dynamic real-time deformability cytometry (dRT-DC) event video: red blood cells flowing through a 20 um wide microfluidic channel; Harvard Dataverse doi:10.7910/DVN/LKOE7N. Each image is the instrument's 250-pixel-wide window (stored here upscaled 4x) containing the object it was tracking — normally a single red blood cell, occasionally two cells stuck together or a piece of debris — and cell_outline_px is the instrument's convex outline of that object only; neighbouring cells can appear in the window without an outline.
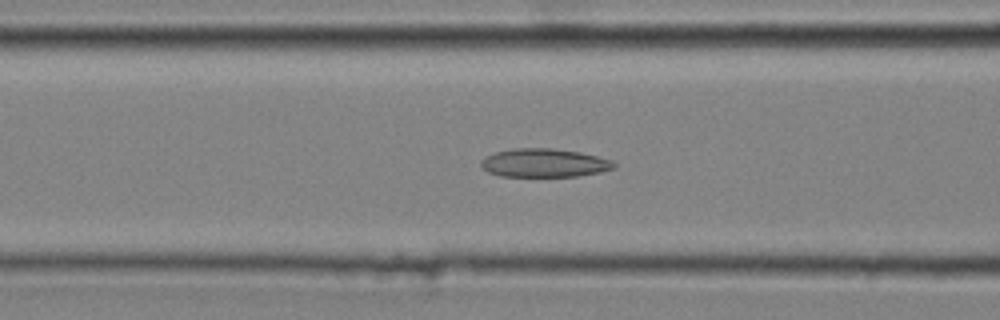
{"species": "common noctule bat (a hibernating species)", "species_latin": "Nyctalus noctula", "temperature_condition": "cold", "stored_images_in_passage": 47, "camera_frame_rate_fps": 3000, "um_per_image_px": 0.085, "animal": {"sex": "male", "body_mass_g": 20.4}, "frame": {"image": 1, "passage_image": 19, "time_ms": 6.0, "image_size_px": [1000, 320], "cell_outline_px": [[616, 168], [600, 172], [576, 176], [500, 176], [488, 172], [480, 164], [480, 160], [484, 156], [496, 152], [512, 148], [552, 148], [580, 152], [612, 160], [616, 164]], "centroid_in_image_um": [46.25, 13.84], "position_along_channel_um": 120.4, "area_um2": 22.14}}
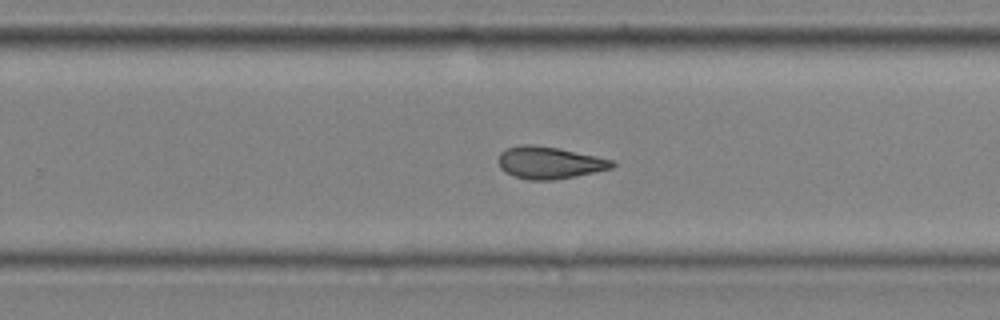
{"frame": {"image": 2, "passage_image": 31, "time_ms": 10.0, "image_size_px": [1000, 320], "cell_outline_px": [[616, 164], [612, 168], [576, 176], [552, 180], [528, 180], [512, 176], [504, 172], [500, 168], [496, 160], [500, 152], [504, 148], [520, 144], [532, 144], [560, 148], [596, 156], [612, 160]], "centroid_in_image_um": [46.62, 13.82], "position_along_channel_um": 283.2, "area_um2": 21.68}}
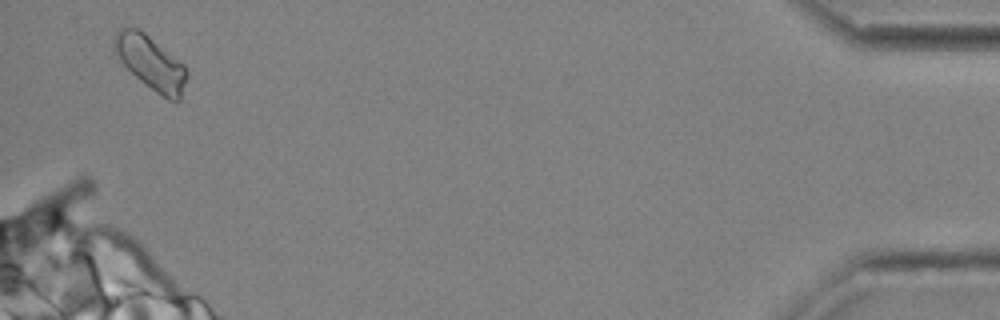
{"frame": {"image": 3, "passage_image": 46, "time_ms": 15.0, "image_size_px": [1000, 320], "cell_outline_px": [[188, 76], [180, 100], [168, 100], [144, 84], [120, 60], [112, 44], [112, 40], [116, 32], [120, 28], [140, 28], [184, 64], [188, 72]], "centroid_in_image_um": [12.83, 5.32], "position_along_channel_um": 422.4, "area_um2": 22.66}, "authors_computed_cell_mechanics": {"area_um2": 21.8484, "velocity_mm_per_s": 4.0733, "shape_relaxation_time_tau1_ms": null, "shape_relaxation_time_tau2_ms": 2.6432, "deformation_change_tau1": null, "deformation_change_tau2": 0.1045}}